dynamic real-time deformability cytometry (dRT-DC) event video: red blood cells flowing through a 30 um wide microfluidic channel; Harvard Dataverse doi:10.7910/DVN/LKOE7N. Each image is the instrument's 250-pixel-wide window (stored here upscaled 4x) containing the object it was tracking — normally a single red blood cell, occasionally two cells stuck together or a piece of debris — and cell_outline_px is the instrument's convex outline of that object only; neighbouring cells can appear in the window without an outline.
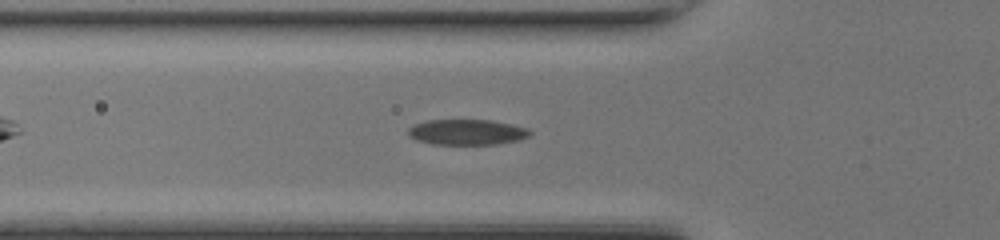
{"species": "common noctule bat (a hibernating species)", "species_latin": "Nyctalus noctula", "temperature_condition": "room temperature", "stored_images_in_passage": 39, "camera_frame_rate_fps": 3000, "um_per_image_px": 0.085, "animal": {"sex": "female", "body_mass_g": 17.0, "forearm_length_mm": 48.0}, "frame": {"image": 1, "passage_image": 7, "time_ms": 2.0, "image_size_px": [1000, 240], "cell_outline_px": [[532, 132], [528, 136], [520, 140], [496, 144], [432, 144], [416, 140], [408, 136], [408, 128], [416, 124], [428, 120], [492, 120], [512, 124], [528, 128]], "centroid_in_image_um": [39.7, 11.23], "position_along_channel_um": 86.1, "area_um2": 18.15}}
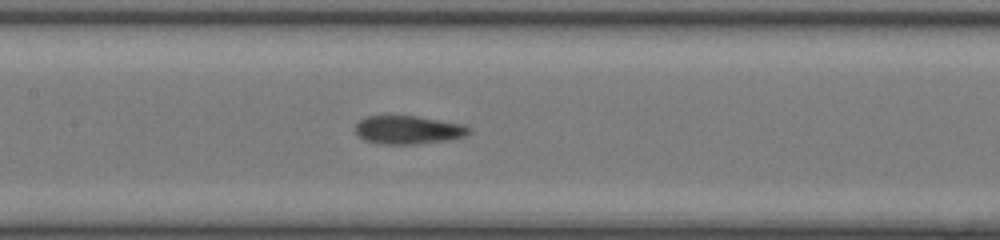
{"frame": {"image": 2, "passage_image": 13, "time_ms": 4.0, "image_size_px": [1000, 240], "cell_outline_px": [[472, 132], [464, 136], [452, 140], [416, 144], [380, 144], [364, 140], [356, 132], [356, 124], [360, 120], [368, 116], [416, 116], [464, 124], [472, 128]], "centroid_in_image_um": [34.76, 11.05], "position_along_channel_um": 172.6, "area_um2": 18.9}}
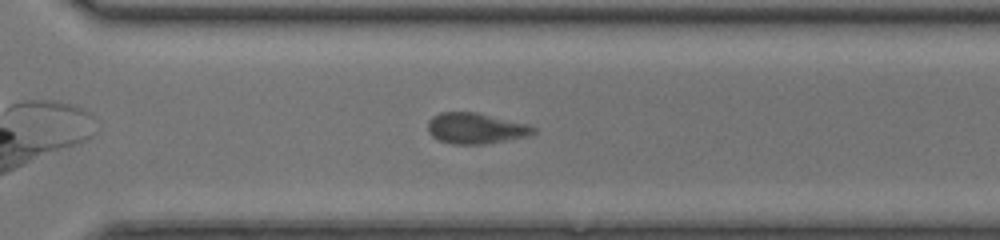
{"frame": {"image": 3, "passage_image": 24, "time_ms": 7.667, "image_size_px": [1000, 240], "cell_outline_px": [[536, 132], [528, 136], [488, 144], [452, 144], [440, 140], [432, 136], [428, 132], [428, 120], [432, 116], [440, 112], [476, 112], [528, 124], [536, 128]], "centroid_in_image_um": [40.44, 10.91], "position_along_channel_um": 330.2, "area_um2": 19.07}, "authors_computed_cell_mechanics": {"area_um2": 19.3052, "velocity_mm_per_s": 4.3009, "shape_relaxation_time_tau1_ms": 3.7783, "shape_relaxation_time_tau2_ms": 1.9156, "deformation_change_tau1": 0.1209, "deformation_change_tau2": 0.097}}